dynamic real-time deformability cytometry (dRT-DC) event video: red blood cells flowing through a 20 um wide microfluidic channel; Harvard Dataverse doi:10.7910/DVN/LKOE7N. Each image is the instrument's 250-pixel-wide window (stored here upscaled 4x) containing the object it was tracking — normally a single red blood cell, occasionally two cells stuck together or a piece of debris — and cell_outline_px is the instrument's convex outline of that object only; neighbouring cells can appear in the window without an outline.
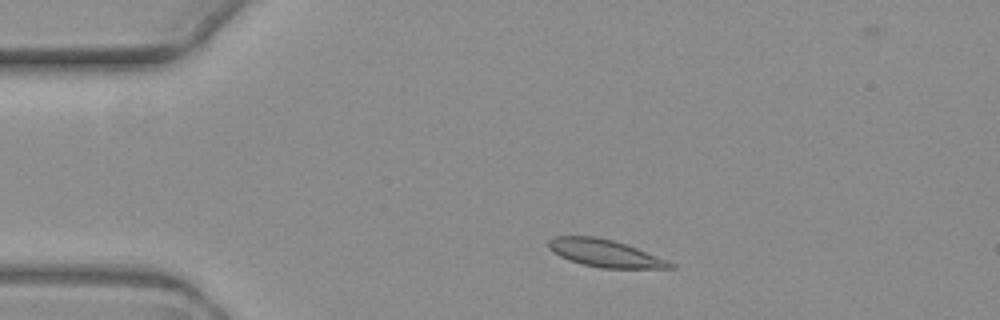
{"species": "common noctule bat (a hibernating species)", "species_latin": "Nyctalus noctula", "temperature_condition": "warm", "stored_images_in_passage": 3, "camera_frame_rate_fps": 3000, "um_per_image_px": 0.085, "animal": {"sex": "female", "body_mass_g": 19.3, "forearm_length_mm": 54.1}, "frame": {"image": 1, "passage_image": 1, "time_ms": 0.0, "image_size_px": [1000, 320], "cell_outline_px": [[676, 268], [600, 268], [568, 260], [552, 252], [548, 248], [548, 240], [552, 236], [596, 236], [612, 240], [636, 248], [668, 260], [676, 264]], "centroid_in_image_um": [51.4, 21.52], "position_along_channel_um": 33.6, "area_um2": 19.42}}